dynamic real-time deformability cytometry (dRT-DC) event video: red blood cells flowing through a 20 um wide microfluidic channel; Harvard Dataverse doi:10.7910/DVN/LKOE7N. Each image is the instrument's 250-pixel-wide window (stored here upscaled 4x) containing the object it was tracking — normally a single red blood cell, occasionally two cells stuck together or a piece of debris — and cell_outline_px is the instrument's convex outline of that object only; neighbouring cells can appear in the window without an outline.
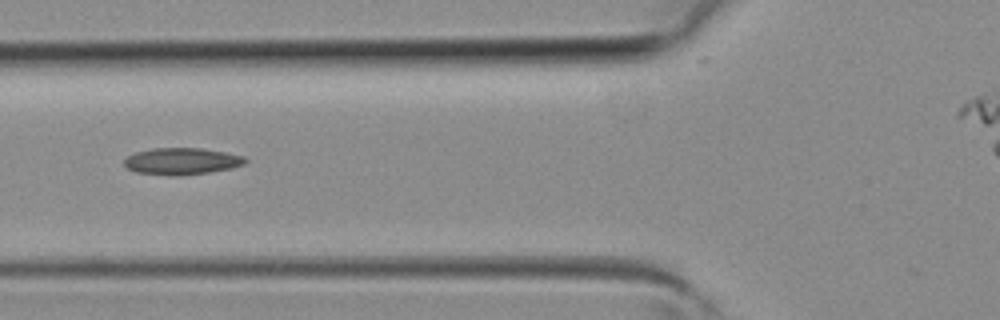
{"species": "common noctule bat (a hibernating species)", "species_latin": "Nyctalus noctula", "temperature_condition": "room temperature", "stored_images_in_passage": 3, "camera_frame_rate_fps": 3000, "um_per_image_px": 0.085, "animal": {"sex": "female", "body_mass_g": 19.3, "forearm_length_mm": 54.1}, "frame": {"image": 1, "passage_image": 3, "time_ms": 0.667, "image_size_px": [1000, 320], "cell_outline_px": [[248, 160], [244, 164], [232, 168], [208, 172], [176, 176], [172, 176], [136, 172], [128, 168], [124, 164], [124, 160], [128, 156], [136, 152], [152, 148], [200, 148], [224, 152], [244, 156]], "centroid_in_image_um": [15.45, 13.7], "position_along_channel_um": 110.3, "area_um2": 18.79}}